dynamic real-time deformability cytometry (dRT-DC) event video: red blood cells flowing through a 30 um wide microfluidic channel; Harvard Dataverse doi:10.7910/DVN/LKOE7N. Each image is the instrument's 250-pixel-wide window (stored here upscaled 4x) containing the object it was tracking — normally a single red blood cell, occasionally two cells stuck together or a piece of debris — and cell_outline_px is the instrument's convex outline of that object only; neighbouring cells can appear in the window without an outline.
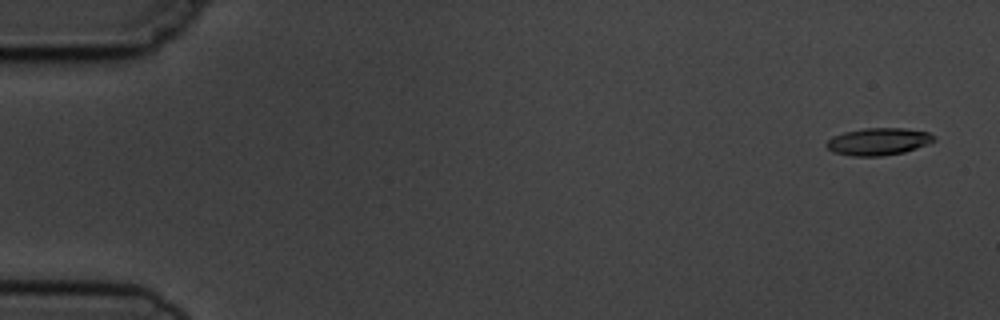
{"species": "common noctule bat (a hibernating species)", "species_latin": "Nyctalus noctula", "temperature_condition": "cold", "stored_images_in_passage": 5, "camera_frame_rate_fps": 3000, "um_per_image_px": 0.085, "animal": {"sex": "male", "body_mass_g": 19.5, "forearm_length_mm": 54.6}, "frame": {"image": 1, "passage_image": 1, "time_ms": 0.0, "image_size_px": [1000, 320], "cell_outline_px": [[936, 140], [916, 148], [904, 152], [880, 156], [852, 156], [832, 152], [824, 144], [832, 136], [844, 132], [864, 128], [904, 128], [928, 132], [936, 136]], "centroid_in_image_um": [74.64, 12.03], "position_along_channel_um": 10.4, "area_um2": 17.11}}
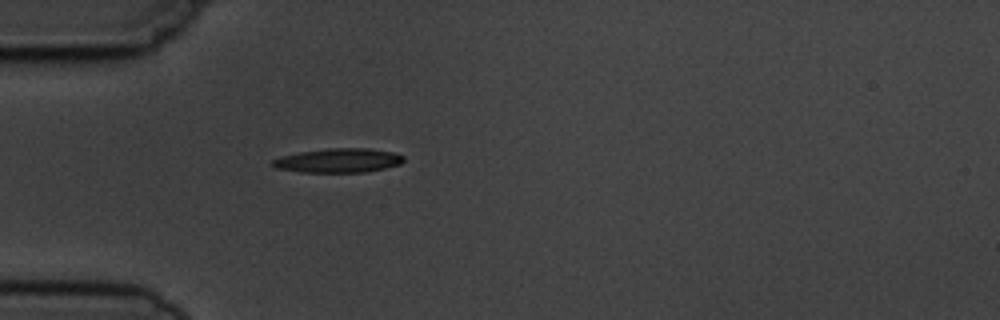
{"frame": {"image": 2, "passage_image": 5, "time_ms": 4.667, "image_size_px": [1000, 320], "cell_outline_px": [[404, 160], [400, 164], [384, 168], [364, 172], [300, 172], [276, 168], [268, 164], [272, 160], [280, 156], [300, 152], [328, 148], [368, 148], [392, 152], [404, 156]], "centroid_in_image_um": [28.72, 13.64], "position_along_channel_um": 56.3, "area_um2": 18.5}}